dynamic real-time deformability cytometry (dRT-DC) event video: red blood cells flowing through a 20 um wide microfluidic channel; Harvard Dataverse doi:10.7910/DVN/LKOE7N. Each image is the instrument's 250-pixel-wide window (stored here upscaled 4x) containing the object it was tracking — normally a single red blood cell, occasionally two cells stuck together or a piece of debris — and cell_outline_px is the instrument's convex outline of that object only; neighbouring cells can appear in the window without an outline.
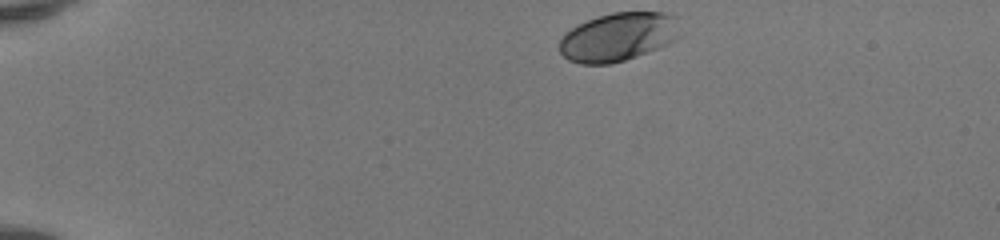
{"species": "human", "species_latin": "Homo sapiens", "temperature_condition": "room temperature", "stored_images_in_passage": 39, "camera_frame_rate_fps": 3000, "um_per_image_px": 0.085, "donor": {"sex": "female"}, "frame": {"image": 1, "passage_image": 1, "time_ms": 0.0, "image_size_px": [1000, 240], "cell_outline_px": [[680, 36], [676, 40], [668, 44], [636, 56], [612, 64], [580, 64], [568, 60], [560, 52], [560, 40], [564, 32], [576, 24], [596, 16], [612, 12], [664, 12], [676, 16]], "centroid_in_image_um": [52.53, 3.12], "position_along_channel_um": 32.5, "area_um2": 34.45}}
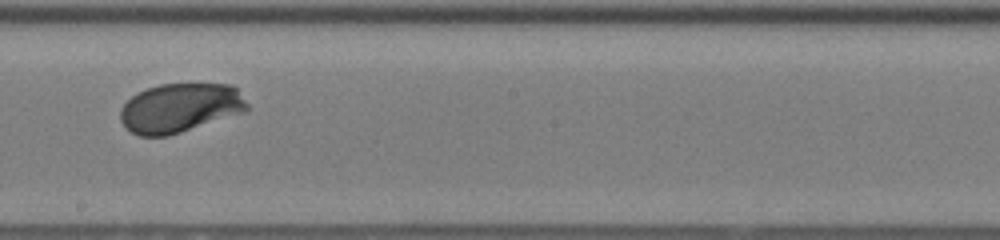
{"frame": {"image": 2, "passage_image": 22, "time_ms": 7.0, "image_size_px": [1000, 240], "cell_outline_px": [[248, 108], [244, 112], [168, 136], [140, 136], [124, 128], [120, 120], [120, 108], [132, 96], [148, 88], [160, 84], [232, 84], [236, 88], [248, 104]], "centroid_in_image_um": [15.28, 9.18], "position_along_channel_um": 232.9, "area_um2": 36.18}}
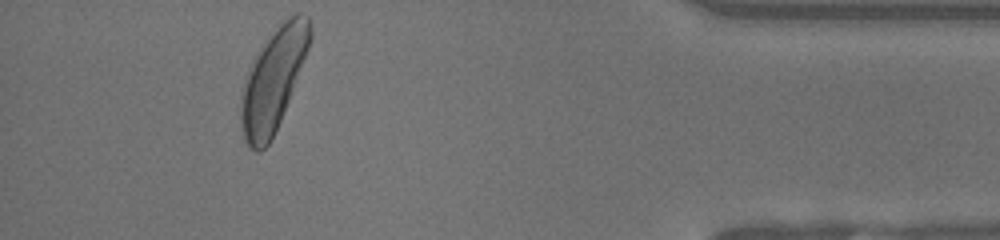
{"frame": {"image": 3, "passage_image": 38, "time_ms": 12.333, "image_size_px": [1000, 240], "cell_outline_px": [[312, 40], [280, 120], [268, 144], [260, 152], [256, 152], [244, 140], [240, 120], [240, 104], [244, 84], [252, 60], [260, 48], [276, 28], [288, 16], [296, 12], [300, 12], [308, 16], [312, 32]], "centroid_in_image_um": [23.23, 6.75], "position_along_channel_um": 412.0, "area_um2": 40.34}, "authors_computed_cell_mechanics": {"area_um2": 35.6626, "velocity_mm_per_s": 4.1087, "shape_relaxation_time_tau1_ms": 1.597, "shape_relaxation_time_tau2_ms": null, "deformation_change_tau1": 0.1238, "deformation_change_tau2": null}}